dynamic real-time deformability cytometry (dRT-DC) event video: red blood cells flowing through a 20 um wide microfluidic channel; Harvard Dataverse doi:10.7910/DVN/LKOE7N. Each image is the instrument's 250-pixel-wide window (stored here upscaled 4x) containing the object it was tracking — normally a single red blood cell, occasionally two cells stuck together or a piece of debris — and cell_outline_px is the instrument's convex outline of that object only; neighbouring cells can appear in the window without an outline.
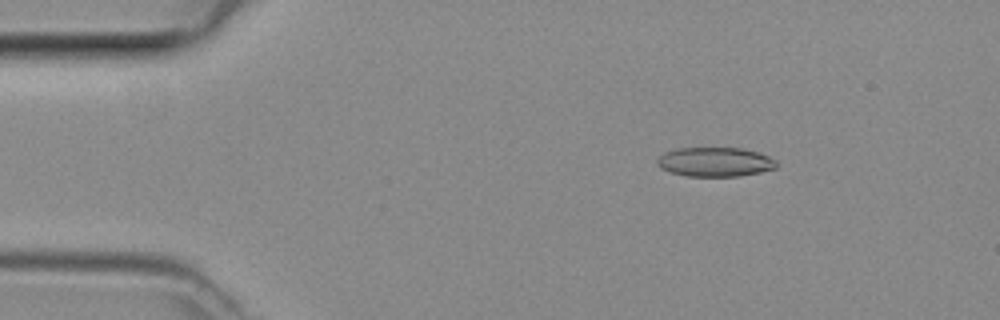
{"species": "common noctule bat (a hibernating species)", "species_latin": "Nyctalus noctula", "temperature_condition": "room temperature", "stored_images_in_passage": 47, "camera_frame_rate_fps": 3000, "um_per_image_px": 0.085, "animal": {"sex": "female", "body_mass_g": 29.2, "forearm_length_mm": 56.3}, "frame": {"image": 1, "passage_image": 7, "time_ms": 2.0, "image_size_px": [1000, 320], "cell_outline_px": [[776, 168], [760, 172], [740, 176], [688, 176], [672, 172], [660, 168], [656, 164], [656, 160], [664, 152], [676, 148], [744, 148], [760, 152], [776, 160]], "centroid_in_image_um": [60.78, 13.75], "position_along_channel_um": 24.2, "area_um2": 20.46}}
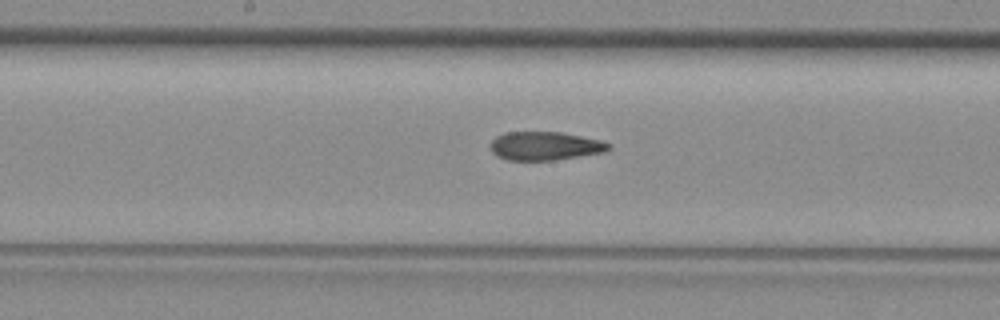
{"frame": {"image": 2, "passage_image": 24, "time_ms": 7.667, "image_size_px": [1000, 320], "cell_outline_px": [[612, 148], [608, 152], [552, 160], [508, 160], [496, 156], [492, 152], [492, 140], [496, 136], [504, 132], [560, 132], [600, 140], [612, 144]], "centroid_in_image_um": [46.36, 12.41], "position_along_channel_um": 201.8, "area_um2": 19.71}}
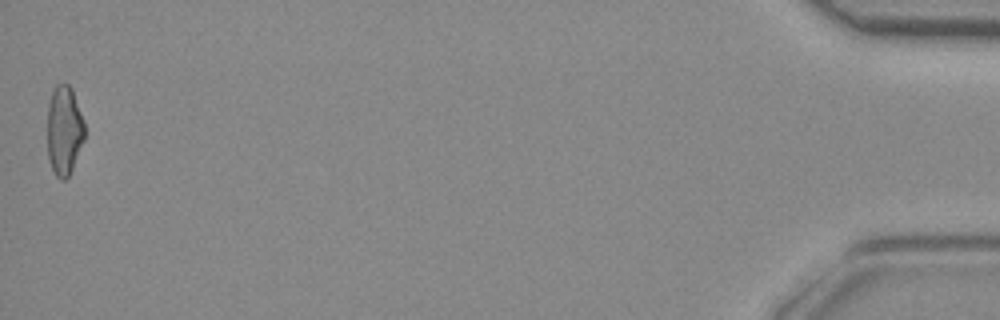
{"frame": {"image": 3, "passage_image": 47, "time_ms": 15.333, "image_size_px": [1000, 320], "cell_outline_px": [[84, 140], [72, 168], [68, 176], [64, 180], [60, 180], [56, 176], [52, 168], [48, 156], [48, 104], [52, 92], [56, 84], [68, 84], [72, 88], [84, 120]], "centroid_in_image_um": [5.46, 11.06], "position_along_channel_um": 429.7, "area_um2": 19.31}}